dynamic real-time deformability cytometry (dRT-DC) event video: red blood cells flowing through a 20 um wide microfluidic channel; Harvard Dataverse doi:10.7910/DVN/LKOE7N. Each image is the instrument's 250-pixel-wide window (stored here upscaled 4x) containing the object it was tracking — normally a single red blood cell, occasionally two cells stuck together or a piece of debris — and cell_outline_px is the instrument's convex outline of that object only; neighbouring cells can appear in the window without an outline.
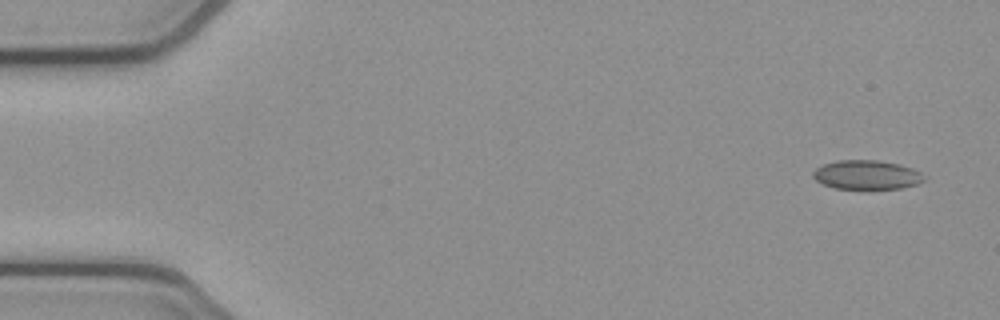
{"species": "common noctule bat (a hibernating species)", "species_latin": "Nyctalus noctula", "temperature_condition": "cold", "stored_images_in_passage": 4, "camera_frame_rate_fps": 3000, "um_per_image_px": 0.085, "animal": {"sex": "female", "body_mass_g": 21.9}, "frame": {"image": 1, "passage_image": 1, "time_ms": 0.0, "image_size_px": [1000, 320], "cell_outline_px": [[928, 176], [924, 180], [916, 184], [900, 188], [868, 192], [836, 188], [824, 184], [816, 180], [812, 176], [812, 172], [816, 168], [824, 164], [836, 160], [876, 160], [900, 164], [912, 168]], "centroid_in_image_um": [73.69, 14.9], "position_along_channel_um": 11.3, "area_um2": 19.65}}
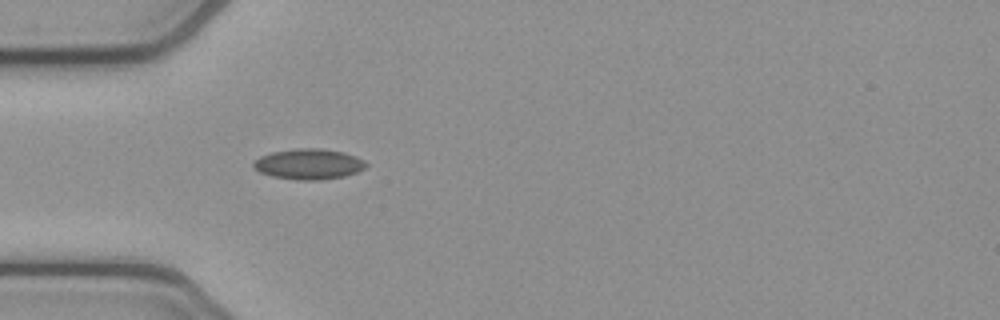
{"frame": {"image": 2, "passage_image": 4, "time_ms": 1.0, "image_size_px": [1000, 320], "cell_outline_px": [[368, 164], [364, 168], [356, 172], [344, 176], [320, 180], [296, 180], [272, 176], [260, 172], [252, 168], [252, 164], [260, 156], [272, 152], [296, 148], [320, 148], [344, 152], [356, 156], [364, 160]], "centroid_in_image_um": [26.23, 13.94], "position_along_channel_um": 58.8, "area_um2": 20.11}}